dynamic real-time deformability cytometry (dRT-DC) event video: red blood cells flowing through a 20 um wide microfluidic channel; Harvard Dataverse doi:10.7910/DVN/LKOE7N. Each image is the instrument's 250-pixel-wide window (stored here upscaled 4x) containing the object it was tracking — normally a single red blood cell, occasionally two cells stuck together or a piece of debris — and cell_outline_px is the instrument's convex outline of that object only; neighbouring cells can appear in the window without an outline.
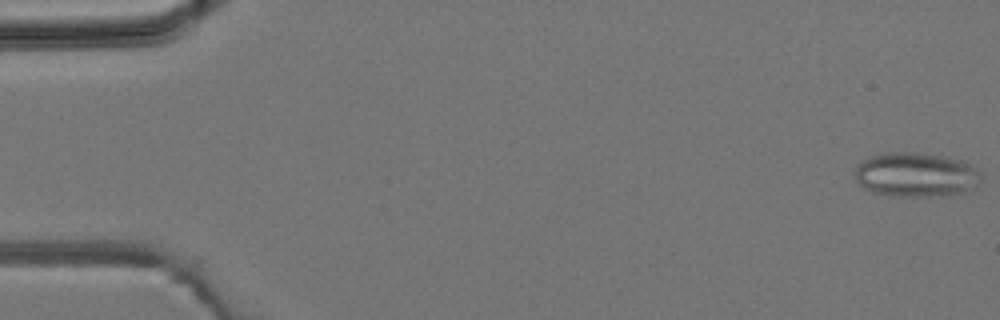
{"species": "common noctule bat (a hibernating species)", "species_latin": "Nyctalus noctula", "temperature_condition": "room temperature", "stored_images_in_passage": 5, "camera_frame_rate_fps": 3000, "um_per_image_px": 0.085, "animal": {"sex": "male", "body_mass_g": 19.2, "forearm_length_mm": 51.8}, "frame": {"image": 1, "passage_image": 1, "time_ms": 0.0, "image_size_px": [1000, 320], "cell_outline_px": [[980, 180], [956, 192], [928, 196], [892, 196], [872, 192], [864, 188], [856, 180], [856, 164], [860, 160], [872, 156], [892, 152], [916, 152], [940, 156], [960, 160], [972, 164], [976, 168], [980, 176]], "centroid_in_image_um": [77.74, 14.82], "position_along_channel_um": 7.3, "area_um2": 31.79}}